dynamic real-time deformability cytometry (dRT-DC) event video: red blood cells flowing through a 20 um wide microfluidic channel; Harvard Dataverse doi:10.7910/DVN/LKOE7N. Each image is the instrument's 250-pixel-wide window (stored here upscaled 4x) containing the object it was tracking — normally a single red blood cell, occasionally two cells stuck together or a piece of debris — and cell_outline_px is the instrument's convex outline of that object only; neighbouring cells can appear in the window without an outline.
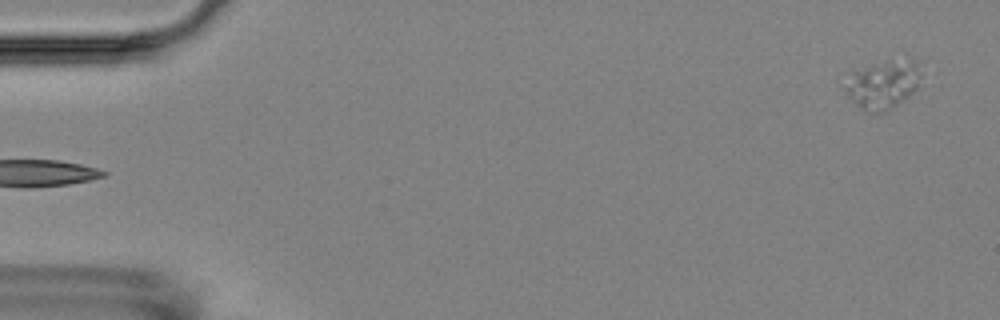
{"species": "Egyptian fruit bat (a non-hibernating species)", "species_latin": "Rousettus aegyptiacus", "temperature_condition": "room temperature", "stored_images_in_passage": 5, "segment_of_instrument_passage": [2, 2], "camera_frame_rate_fps": 3000, "um_per_image_px": 0.085, "animal": {"sex": "female"}, "frame": {"image": 1, "passage_image": 5, "time_ms": 4.667, "image_size_px": [1000, 320], "cell_outline_px": [[920, 88], [884, 112], [876, 112], [864, 108], [856, 104], [852, 100], [836, 76], [872, 64], [912, 60], [916, 60], [920, 72]], "centroid_in_image_um": [74.95, 7.15], "position_along_channel_um": 10.1, "area_um2": 21.5}}